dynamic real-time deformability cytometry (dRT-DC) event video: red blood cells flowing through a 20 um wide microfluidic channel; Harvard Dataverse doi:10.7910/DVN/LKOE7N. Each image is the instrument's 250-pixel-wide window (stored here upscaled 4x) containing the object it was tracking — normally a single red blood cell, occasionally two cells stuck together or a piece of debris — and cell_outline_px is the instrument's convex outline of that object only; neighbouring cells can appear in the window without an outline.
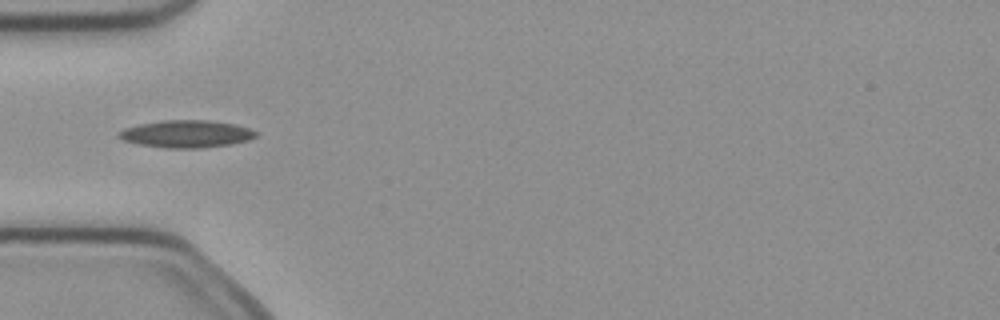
{"species": "common noctule bat (a hibernating species)", "species_latin": "Nyctalus noctula", "temperature_condition": "cold", "stored_images_in_passage": 2, "camera_frame_rate_fps": 3000, "um_per_image_px": 0.085, "animal": {"sex": "female", "body_mass_g": 21.9}, "frame": {"image": 1, "passage_image": 2, "time_ms": 0.333, "image_size_px": [1000, 320], "cell_outline_px": [[256, 136], [248, 140], [232, 144], [200, 148], [164, 148], [140, 144], [120, 140], [116, 136], [124, 128], [140, 124], [160, 120], [208, 120], [236, 124], [248, 128], [256, 132]], "centroid_in_image_um": [15.81, 11.38], "position_along_channel_um": 69.2, "area_um2": 21.91}}